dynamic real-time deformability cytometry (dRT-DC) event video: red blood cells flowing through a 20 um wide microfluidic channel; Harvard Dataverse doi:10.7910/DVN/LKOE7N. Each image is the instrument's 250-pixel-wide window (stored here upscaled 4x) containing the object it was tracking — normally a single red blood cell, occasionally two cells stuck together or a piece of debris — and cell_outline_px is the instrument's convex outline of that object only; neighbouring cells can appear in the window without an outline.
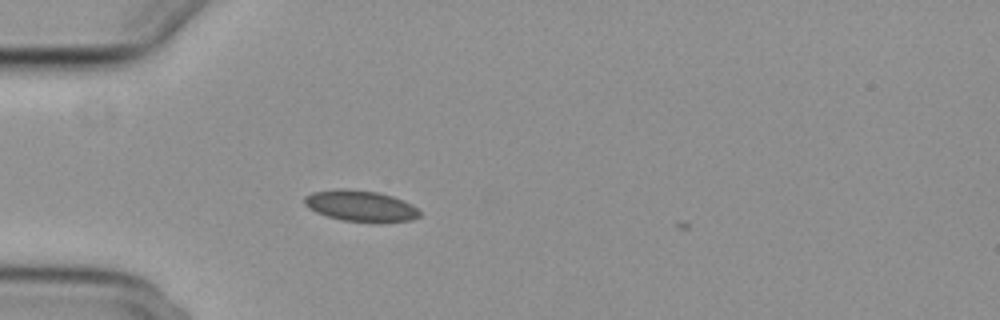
{"species": "common noctule bat (a hibernating species)", "species_latin": "Nyctalus noctula", "temperature_condition": "cold", "stored_images_in_passage": 26, "camera_frame_rate_fps": 3000, "um_per_image_px": 0.085, "animal": {"sex": "female", "body_mass_g": 29.2, "forearm_length_mm": 56.3}, "frame": {"image": 1, "passage_image": 2, "time_ms": 0.333, "image_size_px": [1000, 320], "cell_outline_px": [[420, 216], [412, 220], [380, 224], [372, 224], [344, 220], [328, 216], [316, 212], [308, 208], [304, 204], [304, 196], [312, 192], [340, 188], [344, 188], [380, 192], [392, 196], [412, 204], [420, 212]], "centroid_in_image_um": [30.67, 17.52], "position_along_channel_um": 54.3, "area_um2": 21.39}}
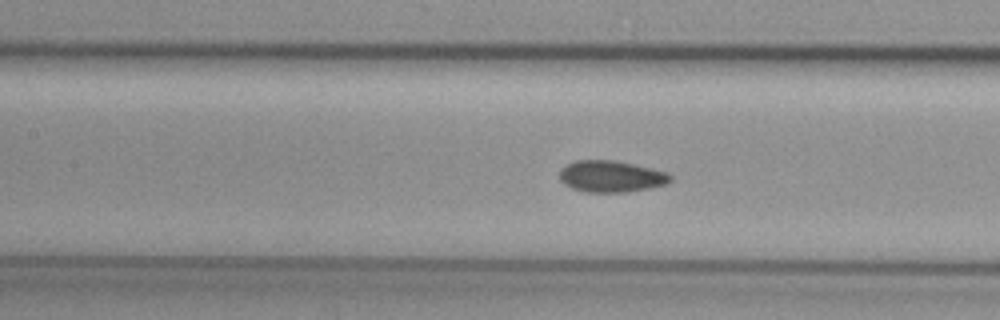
{"frame": {"image": 2, "passage_image": 11, "time_ms": 3.333, "image_size_px": [1000, 320], "cell_outline_px": [[672, 180], [668, 184], [628, 192], [584, 192], [572, 188], [564, 184], [560, 180], [560, 168], [576, 160], [616, 160], [636, 164], [668, 172], [672, 176]], "centroid_in_image_um": [51.97, 14.99], "position_along_channel_um": 155.4, "area_um2": 20.63}}
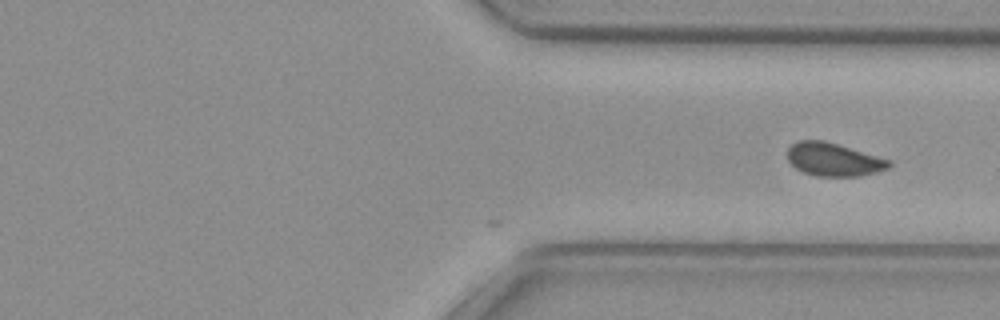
{"frame": {"image": 3, "passage_image": 26, "time_ms": 8.333, "image_size_px": [1000, 320], "cell_outline_px": [[892, 164], [888, 168], [876, 172], [860, 176], [816, 176], [804, 172], [796, 168], [788, 160], [788, 148], [792, 144], [800, 140], [824, 140], [892, 160]], "centroid_in_image_um": [70.88, 13.55], "position_along_channel_um": 340.5, "area_um2": 19.59}}